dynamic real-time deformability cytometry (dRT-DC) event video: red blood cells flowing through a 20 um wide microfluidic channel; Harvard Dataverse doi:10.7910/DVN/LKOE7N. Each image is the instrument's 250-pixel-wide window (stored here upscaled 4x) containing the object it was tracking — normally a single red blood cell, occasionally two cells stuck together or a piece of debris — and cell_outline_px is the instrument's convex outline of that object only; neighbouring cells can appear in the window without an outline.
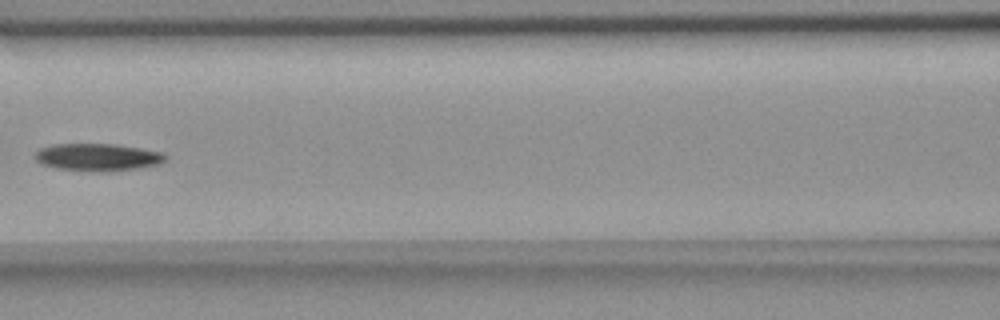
{"species": "common noctule bat (a hibernating species)", "species_latin": "Nyctalus noctula", "temperature_condition": "room temperature", "stored_images_in_passage": 8, "camera_frame_rate_fps": 3000, "um_per_image_px": 0.085, "animal": {"sex": "female", "body_mass_g": 18.4}, "frame": {"image": 1, "passage_image": 7, "time_ms": 7.333, "image_size_px": [1000, 320], "cell_outline_px": [[168, 160], [160, 164], [136, 168], [104, 172], [56, 168], [40, 164], [36, 160], [36, 152], [40, 148], [52, 144], [112, 144], [140, 148], [164, 152], [168, 156]], "centroid_in_image_um": [8.34, 13.36], "position_along_channel_um": 158.3, "area_um2": 20.87}}
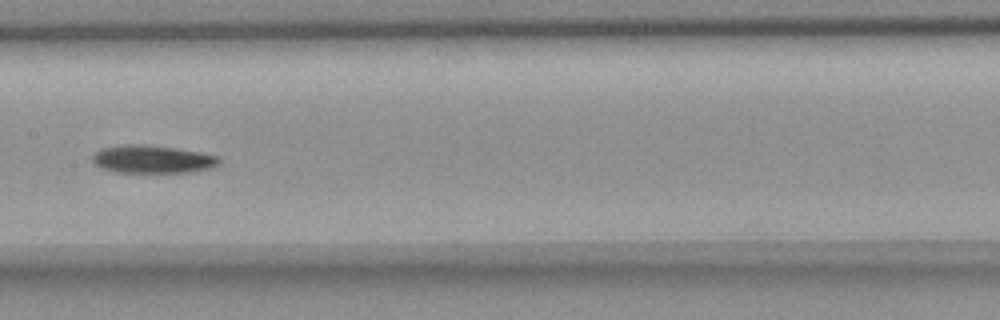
{"frame": {"image": 2, "passage_image": 8, "time_ms": 8.333, "image_size_px": [1000, 320], "cell_outline_px": [[220, 164], [212, 168], [192, 172], [116, 172], [104, 168], [96, 164], [92, 160], [92, 156], [100, 148], [124, 144], [140, 144], [172, 148], [200, 152], [220, 156]], "centroid_in_image_um": [12.99, 13.53], "position_along_channel_um": 194.4, "area_um2": 20.52}}